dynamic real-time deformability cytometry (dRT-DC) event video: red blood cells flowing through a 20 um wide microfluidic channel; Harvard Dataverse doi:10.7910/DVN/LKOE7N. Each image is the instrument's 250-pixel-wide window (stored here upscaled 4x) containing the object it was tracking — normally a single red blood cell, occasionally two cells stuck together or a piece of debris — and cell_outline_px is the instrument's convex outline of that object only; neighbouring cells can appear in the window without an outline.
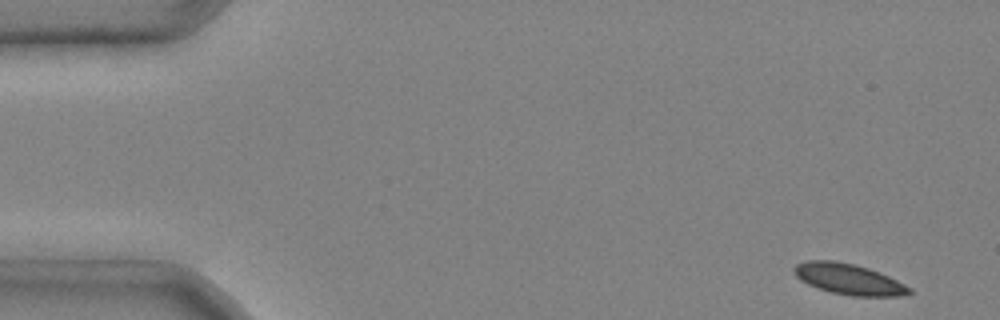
{"species": "common noctule bat (a hibernating species)", "species_latin": "Nyctalus noctula", "temperature_condition": "cold", "stored_images_in_passage": 4, "camera_frame_rate_fps": 3000, "um_per_image_px": 0.085, "animal": {"sex": "male", "body_mass_g": 20.4}, "frame": {"image": 1, "passage_image": 1, "time_ms": 0.0, "image_size_px": [1000, 320], "cell_outline_px": [[912, 292], [900, 296], [852, 296], [832, 292], [816, 288], [800, 280], [796, 276], [792, 268], [796, 264], [808, 260], [832, 260], [856, 264], [880, 272], [912, 288]], "centroid_in_image_um": [72.12, 23.72], "position_along_channel_um": 12.9, "area_um2": 20.75}}
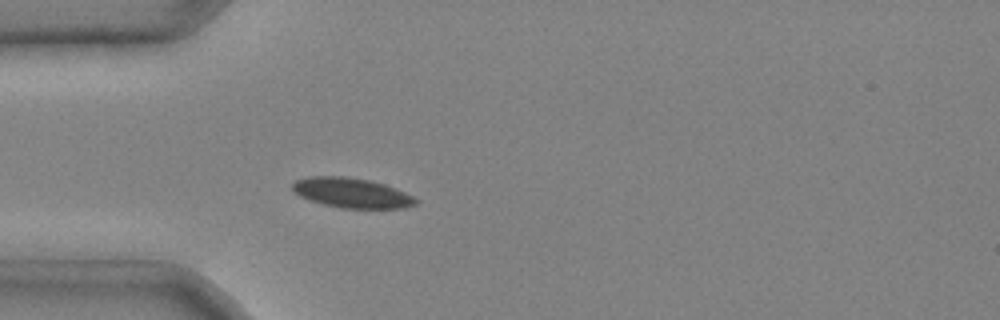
{"frame": {"image": 2, "passage_image": 4, "time_ms": 1.0, "image_size_px": [1000, 320], "cell_outline_px": [[420, 200], [416, 204], [404, 208], [340, 208], [308, 200], [300, 196], [292, 188], [292, 184], [296, 180], [308, 176], [344, 176], [368, 180], [384, 184], [404, 192]], "centroid_in_image_um": [29.89, 16.39], "position_along_channel_um": 55.1, "area_um2": 21.39}}